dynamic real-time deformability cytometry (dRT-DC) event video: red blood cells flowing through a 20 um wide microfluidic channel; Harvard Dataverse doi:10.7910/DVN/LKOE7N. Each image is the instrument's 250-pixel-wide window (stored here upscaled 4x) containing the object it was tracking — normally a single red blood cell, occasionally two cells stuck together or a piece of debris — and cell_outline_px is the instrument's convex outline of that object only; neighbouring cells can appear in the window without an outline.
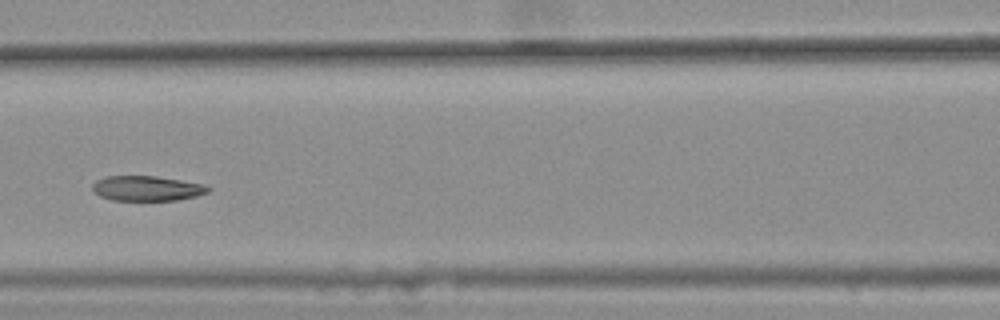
{"species": "common noctule bat (a hibernating species)", "species_latin": "Nyctalus noctula", "temperature_condition": "warm", "stored_images_in_passage": 12, "camera_frame_rate_fps": 3000, "um_per_image_px": 0.085, "animal": {"sex": "female", "body_mass_g": 25.1}, "frame": {"image": 1, "passage_image": 6, "time_ms": 1.667, "image_size_px": [1000, 320], "cell_outline_px": [[212, 188], [208, 192], [196, 196], [176, 200], [112, 200], [100, 196], [92, 188], [92, 184], [96, 180], [104, 176], [156, 176], [204, 184]], "centroid_in_image_um": [12.49, 16.0], "position_along_channel_um": 154.1, "area_um2": 16.82}}
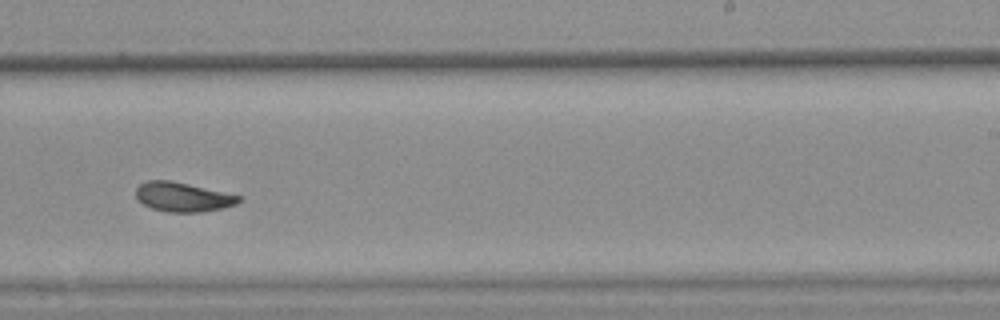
{"frame": {"image": 2, "passage_image": 9, "time_ms": 2.667, "image_size_px": [1000, 320], "cell_outline_px": [[244, 200], [236, 204], [224, 208], [200, 212], [168, 212], [152, 208], [144, 204], [136, 196], [136, 188], [140, 184], [148, 180], [168, 180], [188, 184], [224, 192], [240, 196]], "centroid_in_image_um": [15.56, 16.75], "position_along_channel_um": 273.4, "area_um2": 17.46}}
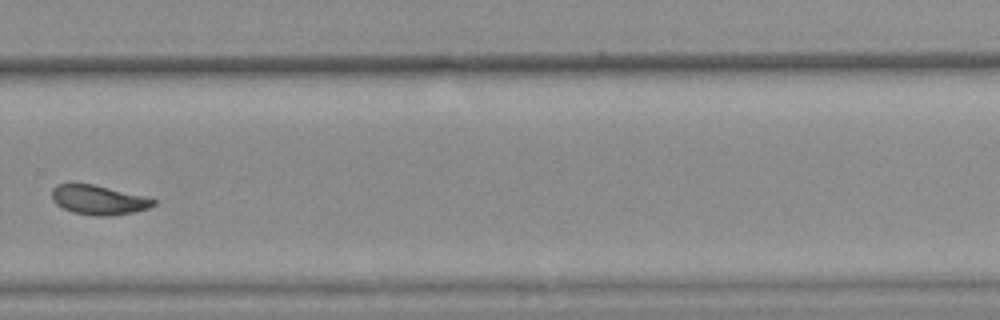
{"frame": {"image": 3, "passage_image": 10, "time_ms": 3.0, "image_size_px": [1000, 320], "cell_outline_px": [[156, 204], [148, 208], [132, 212], [112, 216], [96, 216], [72, 212], [56, 204], [52, 200], [52, 188], [56, 184], [72, 180], [92, 184], [156, 200]], "centroid_in_image_um": [8.26, 16.96], "position_along_channel_um": 321.5, "area_um2": 17.57}}